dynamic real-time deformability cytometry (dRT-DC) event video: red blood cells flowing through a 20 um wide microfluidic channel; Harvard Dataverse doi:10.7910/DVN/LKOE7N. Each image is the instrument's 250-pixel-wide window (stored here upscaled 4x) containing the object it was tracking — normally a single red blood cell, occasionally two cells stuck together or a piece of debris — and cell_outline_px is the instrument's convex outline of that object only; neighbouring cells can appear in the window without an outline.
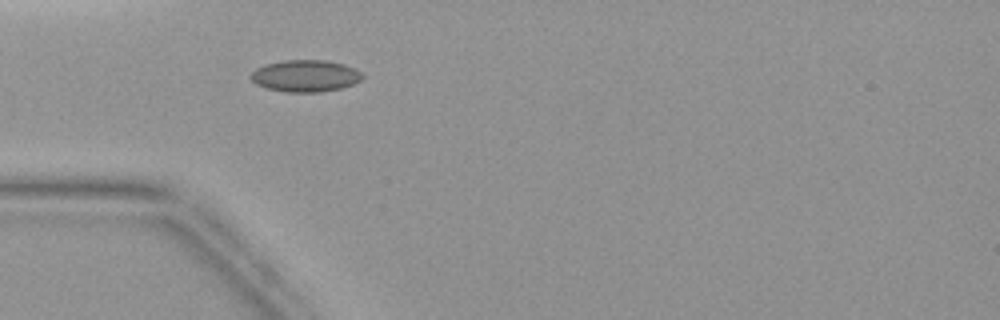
{"species": "common noctule bat (a hibernating species)", "species_latin": "Nyctalus noctula", "temperature_condition": "warm", "stored_images_in_passage": 44, "camera_frame_rate_fps": 3000, "um_per_image_px": 0.085, "animal": {"sex": "female", "body_mass_g": 19.9}, "frame": {"image": 1, "passage_image": 13, "time_ms": 4.0, "image_size_px": [1000, 320], "cell_outline_px": [[364, 76], [360, 80], [352, 84], [340, 88], [320, 92], [288, 92], [268, 88], [256, 84], [248, 76], [256, 68], [268, 64], [284, 60], [324, 60], [344, 64], [360, 72]], "centroid_in_image_um": [25.94, 6.45], "position_along_channel_um": 59.1, "area_um2": 20.46}}
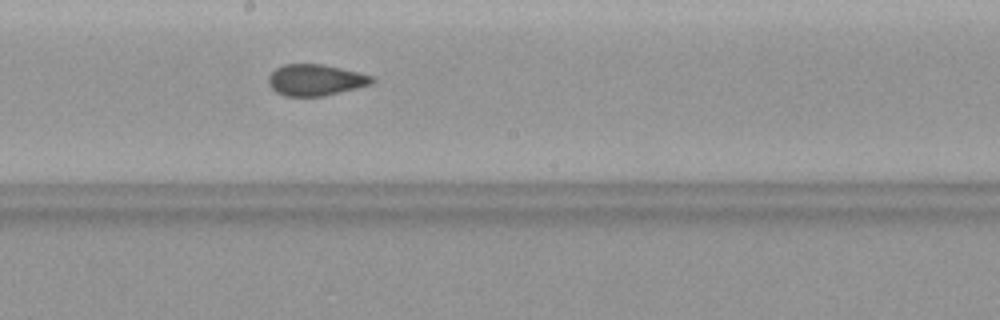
{"frame": {"image": 2, "passage_image": 24, "time_ms": 7.667, "image_size_px": [1000, 320], "cell_outline_px": [[376, 80], [372, 84], [324, 96], [284, 96], [276, 92], [268, 84], [268, 76], [276, 68], [284, 64], [320, 64], [340, 68], [372, 76]], "centroid_in_image_um": [26.79, 6.8], "position_along_channel_um": 221.4, "area_um2": 18.79}}
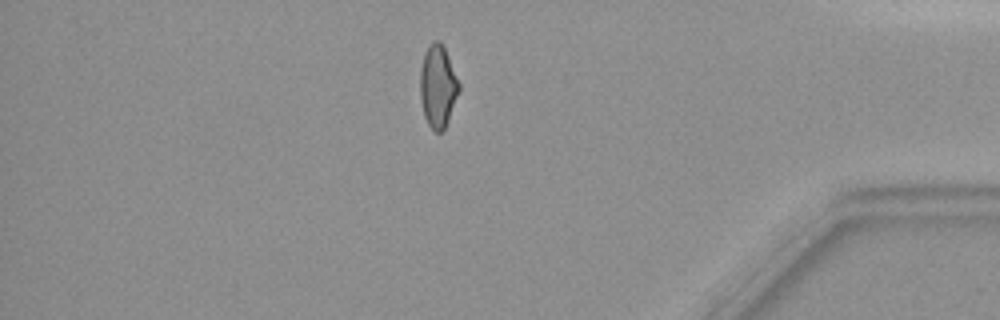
{"frame": {"image": 3, "passage_image": 38, "time_ms": 12.333, "image_size_px": [1000, 320], "cell_outline_px": [[460, 88], [448, 120], [444, 128], [440, 132], [436, 132], [428, 124], [424, 116], [420, 96], [420, 72], [424, 52], [432, 40], [440, 40], [444, 48], [460, 84]], "centroid_in_image_um": [37.2, 7.31], "position_along_channel_um": 398.0, "area_um2": 18.44}}